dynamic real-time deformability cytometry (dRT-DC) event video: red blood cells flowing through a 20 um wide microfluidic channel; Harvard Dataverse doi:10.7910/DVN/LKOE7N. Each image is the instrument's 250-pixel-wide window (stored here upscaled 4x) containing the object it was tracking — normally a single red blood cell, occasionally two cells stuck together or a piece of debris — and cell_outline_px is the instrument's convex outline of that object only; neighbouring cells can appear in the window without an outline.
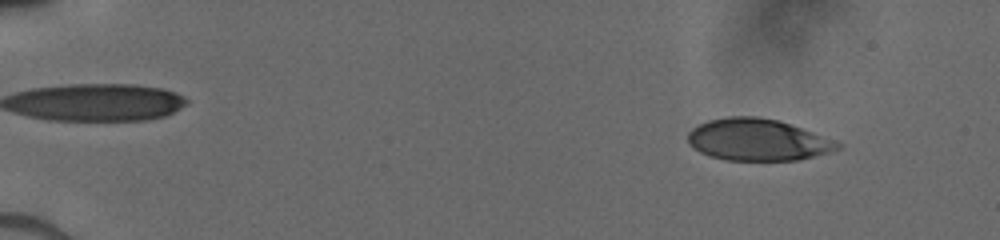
{"species": "human", "species_latin": "Homo sapiens", "temperature_condition": "cold", "stored_images_in_passage": 51, "camera_frame_rate_fps": 3000, "um_per_image_px": 0.085, "donor": {"sex": "male"}, "frame": {"image": 1, "passage_image": 6, "time_ms": 1.667, "image_size_px": [1000, 240], "cell_outline_px": [[844, 144], [840, 148], [828, 152], [796, 160], [724, 160], [700, 152], [688, 140], [688, 132], [692, 128], [708, 120], [728, 116], [760, 116], [780, 120]], "centroid_in_image_um": [64.4, 11.86], "position_along_channel_um": 20.6, "area_um2": 36.18}}
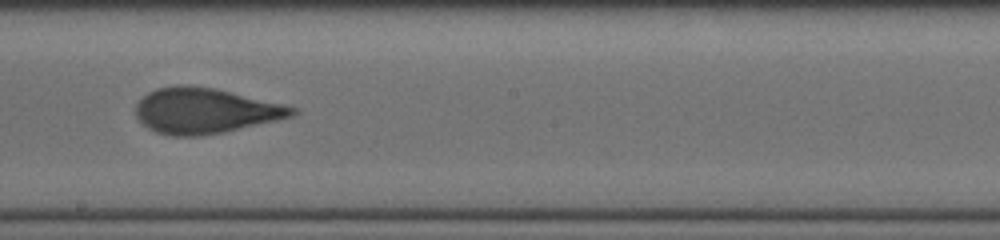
{"frame": {"image": 2, "passage_image": 31, "time_ms": 10.0, "image_size_px": [1000, 240], "cell_outline_px": [[300, 112], [292, 116], [276, 120], [224, 132], [200, 136], [172, 136], [156, 132], [148, 128], [136, 116], [136, 104], [148, 92], [156, 88], [176, 84], [180, 84], [212, 88], [280, 104], [296, 108]], "centroid_in_image_um": [17.37, 9.42], "position_along_channel_um": 230.8, "area_um2": 40.86}}
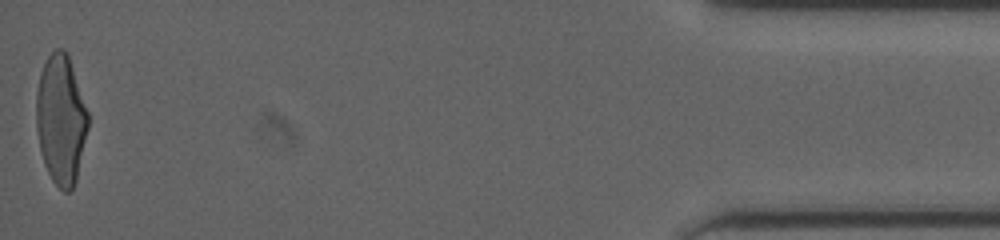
{"frame": {"image": 3, "passage_image": 51, "time_ms": 16.667, "image_size_px": [1000, 240], "cell_outline_px": [[88, 128], [76, 180], [72, 188], [68, 192], [64, 192], [52, 180], [44, 164], [40, 148], [36, 128], [36, 92], [40, 72], [48, 56], [56, 48], [60, 48], [68, 52], [88, 112]], "centroid_in_image_um": [5.17, 10.13], "position_along_channel_um": 430.0, "area_um2": 39.07}}